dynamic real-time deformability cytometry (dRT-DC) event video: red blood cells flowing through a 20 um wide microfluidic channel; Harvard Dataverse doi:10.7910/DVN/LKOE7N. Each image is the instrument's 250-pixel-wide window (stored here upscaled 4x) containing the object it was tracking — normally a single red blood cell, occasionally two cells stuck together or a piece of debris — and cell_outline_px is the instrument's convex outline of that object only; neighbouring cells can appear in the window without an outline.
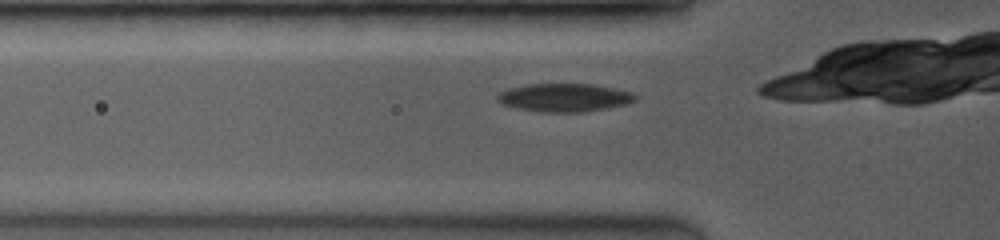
{"species": "common noctule bat (a hibernating species)", "species_latin": "Nyctalus noctula", "temperature_condition": "room temperature", "stored_images_in_passage": 20, "camera_frame_rate_fps": 3500, "um_per_image_px": 0.085, "animal": {"sex": "female", "body_mass_g": 19.0, "forearm_length_mm": 53.3}, "frame": {"image": 1, "passage_image": 2, "time_ms": 0.286, "image_size_px": [1000, 240], "cell_outline_px": [[636, 100], [624, 104], [584, 112], [536, 112], [516, 108], [500, 104], [496, 100], [496, 96], [500, 92], [508, 88], [528, 84], [592, 84], [632, 92], [636, 96]], "centroid_in_image_um": [47.89, 8.3], "position_along_channel_um": 77.9, "area_um2": 22.66}}
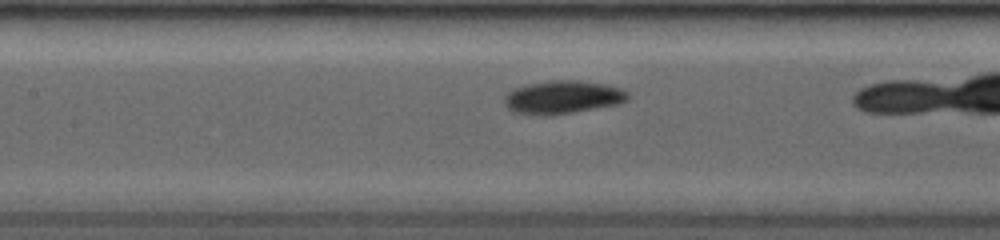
{"frame": {"image": 2, "passage_image": 9, "time_ms": 2.286, "image_size_px": [1000, 240], "cell_outline_px": [[628, 100], [620, 104], [552, 116], [536, 116], [512, 112], [504, 104], [504, 96], [508, 92], [516, 88], [528, 84], [552, 80], [580, 80], [608, 84], [620, 88], [628, 92]], "centroid_in_image_um": [47.83, 8.28], "position_along_channel_um": 159.6, "area_um2": 24.33}}
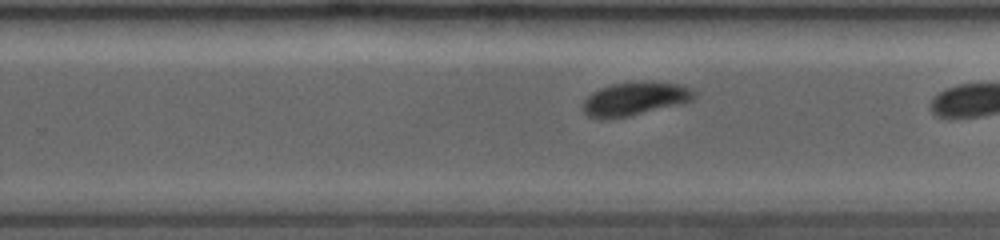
{"frame": {"image": 3, "passage_image": 19, "time_ms": 5.143, "image_size_px": [1000, 240], "cell_outline_px": [[696, 92], [692, 100], [680, 104], [628, 116], [600, 120], [588, 116], [580, 108], [584, 100], [592, 92], [600, 88], [612, 84], [640, 80], [652, 80], [680, 84], [692, 88]], "centroid_in_image_um": [53.95, 8.37], "position_along_channel_um": 275.9, "area_um2": 22.14}}